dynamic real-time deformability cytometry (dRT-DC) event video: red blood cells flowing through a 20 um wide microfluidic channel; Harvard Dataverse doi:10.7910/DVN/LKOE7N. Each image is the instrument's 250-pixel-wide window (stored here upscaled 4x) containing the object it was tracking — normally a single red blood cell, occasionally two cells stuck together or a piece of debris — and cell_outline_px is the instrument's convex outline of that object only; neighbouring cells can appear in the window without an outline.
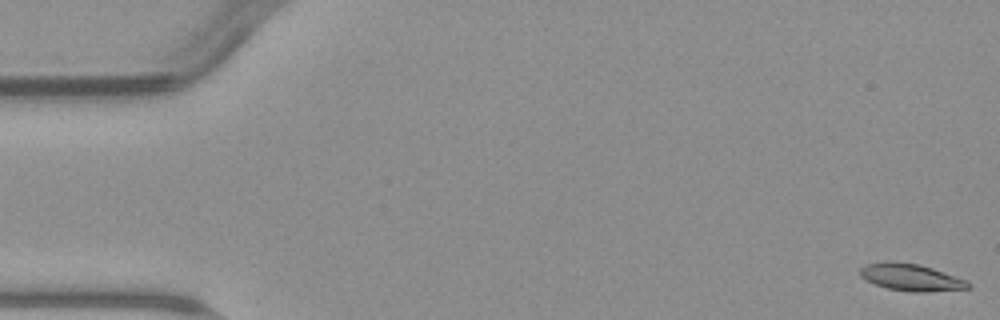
{"species": "common noctule bat (a hibernating species)", "species_latin": "Nyctalus noctula", "temperature_condition": "warm", "stored_images_in_passage": 5, "camera_frame_rate_fps": 3000, "um_per_image_px": 0.085, "animal": {"sex": "male", "body_mass_g": 23.1, "forearm_length_mm": 52.7}, "frame": {"image": 1, "passage_image": 1, "time_ms": 0.0, "image_size_px": [1000, 320], "cell_outline_px": [[972, 288], [928, 292], [912, 292], [888, 288], [864, 280], [860, 276], [860, 268], [864, 264], [884, 260], [888, 260], [920, 264], [968, 280], [972, 284]], "centroid_in_image_um": [77.44, 23.56], "position_along_channel_um": 7.6, "area_um2": 17.4}}
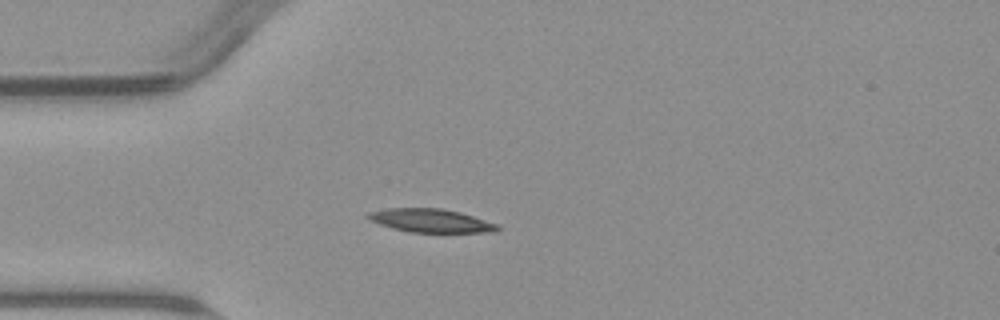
{"frame": {"image": 2, "passage_image": 5, "time_ms": 4.667, "image_size_px": [1000, 320], "cell_outline_px": [[500, 228], [496, 232], [408, 232], [392, 228], [368, 220], [364, 216], [368, 212], [388, 208], [440, 208], [460, 212], [500, 224]], "centroid_in_image_um": [36.61, 18.75], "position_along_channel_um": 48.4, "area_um2": 17.86}}